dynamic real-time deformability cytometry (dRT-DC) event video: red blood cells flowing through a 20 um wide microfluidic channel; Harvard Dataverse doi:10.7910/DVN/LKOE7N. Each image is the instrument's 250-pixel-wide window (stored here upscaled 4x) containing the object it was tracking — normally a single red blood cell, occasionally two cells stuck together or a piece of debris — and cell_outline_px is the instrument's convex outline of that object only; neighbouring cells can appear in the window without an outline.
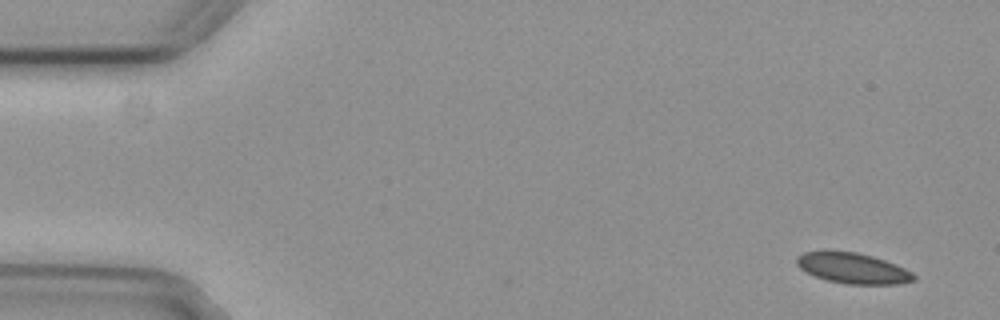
{"species": "common noctule bat (a hibernating species)", "species_latin": "Nyctalus noctula", "temperature_condition": "cold", "stored_images_in_passage": 6, "camera_frame_rate_fps": 3000, "um_per_image_px": 0.085, "animal": {"sex": "female", "body_mass_g": 29.2, "forearm_length_mm": 56.3}, "frame": {"image": 1, "passage_image": 1, "time_ms": 0.0, "image_size_px": [1000, 320], "cell_outline_px": [[916, 280], [900, 284], [848, 284], [828, 280], [816, 276], [800, 268], [796, 264], [796, 256], [804, 252], [856, 252], [872, 256], [896, 264], [912, 272], [916, 276]], "centroid_in_image_um": [72.53, 22.81], "position_along_channel_um": 12.5, "area_um2": 20.58}}
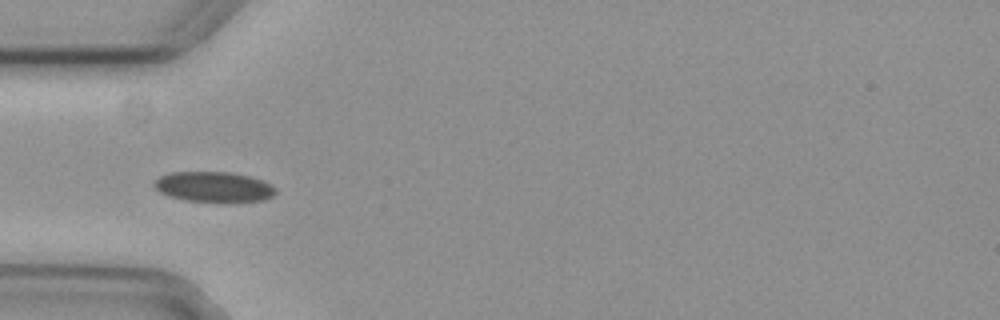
{"frame": {"image": 2, "passage_image": 5, "time_ms": 1.333, "image_size_px": [1000, 320], "cell_outline_px": [[276, 192], [272, 196], [264, 200], [184, 200], [168, 196], [160, 192], [152, 184], [152, 180], [168, 172], [228, 172], [248, 176], [264, 180], [272, 184], [276, 188]], "centroid_in_image_um": [18.12, 15.85], "position_along_channel_um": 66.9, "area_um2": 21.1}}
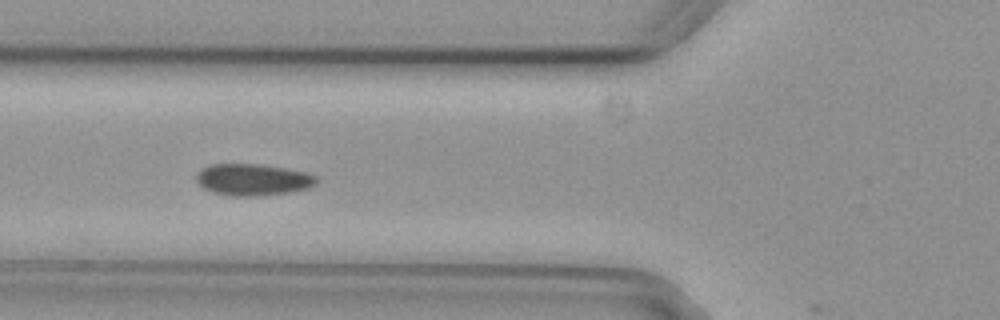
{"frame": {"image": 3, "passage_image": 6, "time_ms": 1.667, "image_size_px": [1000, 320], "cell_outline_px": [[316, 184], [308, 188], [292, 192], [256, 196], [232, 196], [212, 192], [204, 188], [196, 180], [196, 172], [200, 168], [208, 164], [260, 164], [284, 168], [304, 172], [316, 176]], "centroid_in_image_um": [21.45, 15.27], "position_along_channel_um": 104.3, "area_um2": 22.25}}